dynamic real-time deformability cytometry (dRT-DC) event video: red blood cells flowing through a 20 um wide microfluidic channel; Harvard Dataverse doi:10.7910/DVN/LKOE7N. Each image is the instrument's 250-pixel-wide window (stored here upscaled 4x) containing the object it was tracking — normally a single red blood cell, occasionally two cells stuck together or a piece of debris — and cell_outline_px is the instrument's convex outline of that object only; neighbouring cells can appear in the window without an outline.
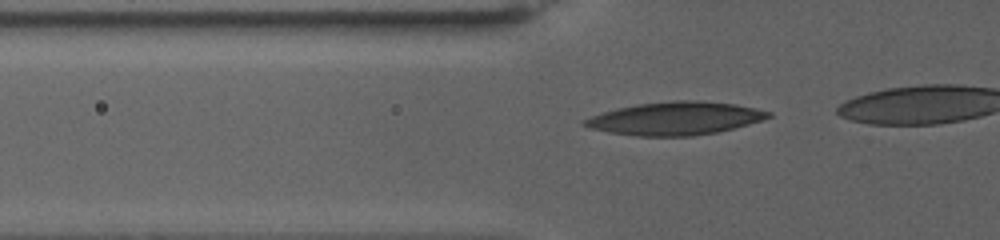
{"species": "human", "species_latin": "Homo sapiens", "temperature_condition": "warm", "stored_images_in_passage": 21, "camera_frame_rate_fps": 3000, "um_per_image_px": 0.085, "donor": {"sex": "female"}, "frame": {"image": 1, "passage_image": 12, "time_ms": 3.667, "image_size_px": [1000, 240], "cell_outline_px": [[772, 116], [748, 124], [716, 132], [692, 136], [636, 136], [608, 132], [588, 128], [580, 124], [580, 120], [616, 108], [636, 104], [672, 100], [696, 100], [732, 104], [756, 108], [772, 112]], "centroid_in_image_um": [57.33, 10.06], "position_along_channel_um": 68.5, "area_um2": 35.37}}
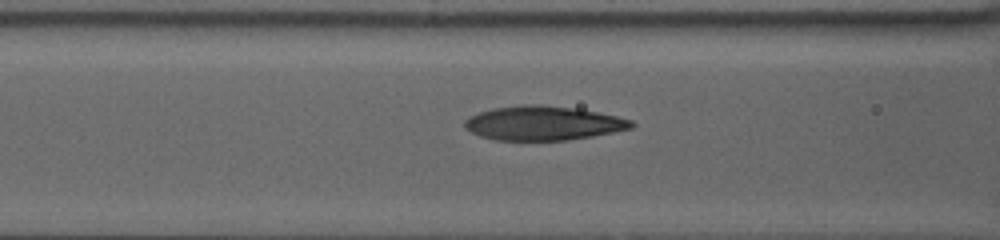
{"frame": {"image": 2, "passage_image": 18, "time_ms": 5.667, "image_size_px": [1000, 240], "cell_outline_px": [[636, 124], [632, 128], [592, 136], [568, 140], [496, 140], [480, 136], [464, 128], [464, 120], [480, 112], [492, 108], [524, 104], [540, 104], [576, 108], [616, 116], [632, 120]], "centroid_in_image_um": [46.16, 10.46], "position_along_channel_um": 120.4, "area_um2": 33.18}}